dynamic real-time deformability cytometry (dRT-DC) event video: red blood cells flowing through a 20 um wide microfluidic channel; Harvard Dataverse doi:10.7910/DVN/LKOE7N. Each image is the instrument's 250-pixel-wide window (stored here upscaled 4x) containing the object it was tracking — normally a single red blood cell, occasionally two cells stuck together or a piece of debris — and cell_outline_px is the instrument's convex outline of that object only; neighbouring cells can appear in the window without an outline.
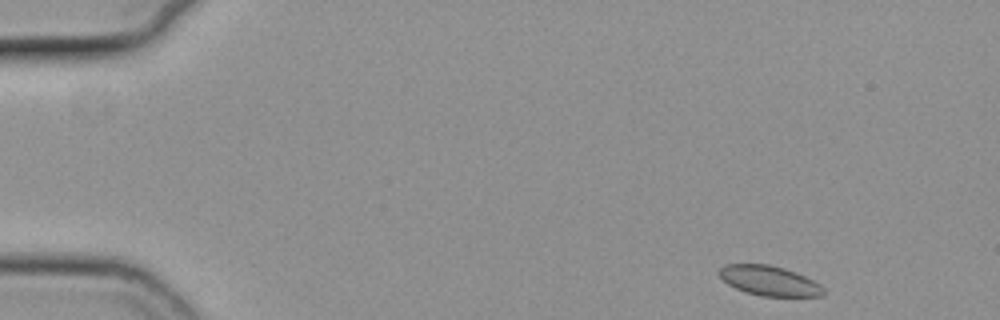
{"species": "common noctule bat (a hibernating species)", "species_latin": "Nyctalus noctula", "temperature_condition": "cold", "stored_images_in_passage": 52, "camera_frame_rate_fps": 3000, "um_per_image_px": 0.085, "animal": {"sex": "female", "body_mass_g": 19.3, "forearm_length_mm": 54.1}, "frame": {"image": 1, "passage_image": 1, "time_ms": 0.0, "image_size_px": [1000, 320], "cell_outline_px": [[824, 296], [760, 296], [744, 292], [728, 284], [716, 272], [724, 264], [768, 264], [784, 268], [796, 272], [820, 284], [824, 288]], "centroid_in_image_um": [65.37, 23.86], "position_along_channel_um": 19.6, "area_um2": 18.21}}
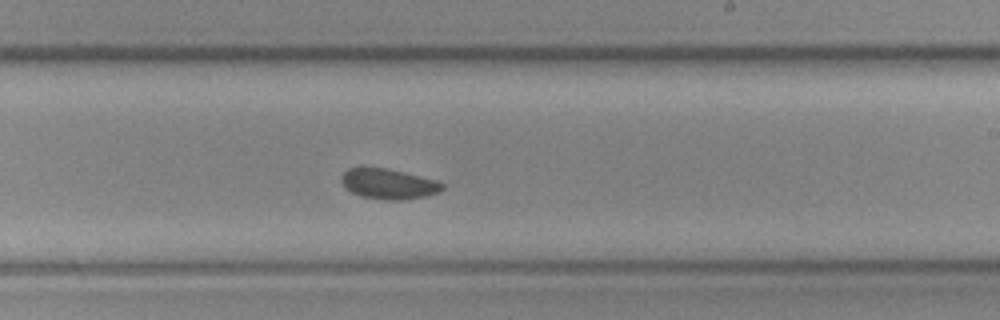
{"frame": {"image": 2, "passage_image": 29, "time_ms": 9.333, "image_size_px": [1000, 320], "cell_outline_px": [[444, 188], [440, 192], [428, 196], [404, 200], [384, 200], [360, 196], [352, 192], [340, 180], [340, 176], [348, 168], [364, 164], [388, 168], [436, 180], [444, 184]], "centroid_in_image_um": [33.0, 15.6], "position_along_channel_um": 256.0, "area_um2": 18.44}}
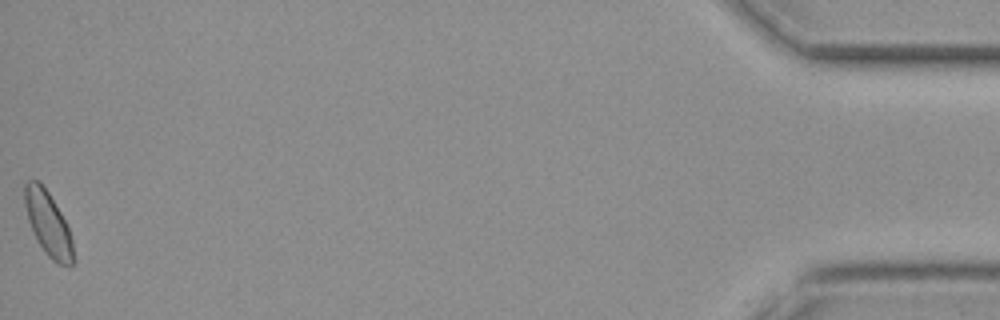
{"frame": {"image": 3, "passage_image": 51, "time_ms": 16.667, "image_size_px": [1000, 320], "cell_outline_px": [[76, 260], [68, 268], [52, 260], [44, 252], [36, 240], [28, 220], [24, 204], [24, 184], [28, 180], [40, 180], [48, 192], [60, 212], [68, 228], [72, 240]], "centroid_in_image_um": [4.09, 19.04], "position_along_channel_um": 431.1, "area_um2": 18.38}}